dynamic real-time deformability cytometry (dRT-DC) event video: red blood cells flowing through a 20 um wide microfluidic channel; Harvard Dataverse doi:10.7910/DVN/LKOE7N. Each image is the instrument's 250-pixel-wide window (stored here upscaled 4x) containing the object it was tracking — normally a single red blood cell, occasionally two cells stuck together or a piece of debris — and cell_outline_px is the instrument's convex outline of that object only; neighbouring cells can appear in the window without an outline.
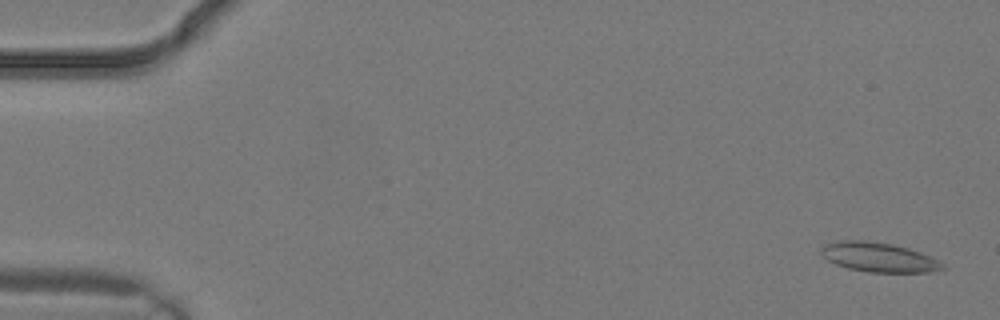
{"species": "common noctule bat (a hibernating species)", "species_latin": "Nyctalus noctula", "temperature_condition": "warm", "stored_images_in_passage": 3, "camera_frame_rate_fps": 3000, "um_per_image_px": 0.085, "animal": {"sex": "male", "body_mass_g": 19.2, "forearm_length_mm": 51.8}, "frame": {"image": 1, "passage_image": 1, "time_ms": 0.0, "image_size_px": [1000, 320], "cell_outline_px": [[948, 268], [928, 272], [868, 272], [848, 268], [836, 264], [828, 260], [820, 252], [820, 248], [824, 244], [836, 240], [864, 240], [892, 244], [908, 248], [920, 252], [940, 260]], "centroid_in_image_um": [74.7, 21.86], "position_along_channel_um": 10.3, "area_um2": 20.98}}
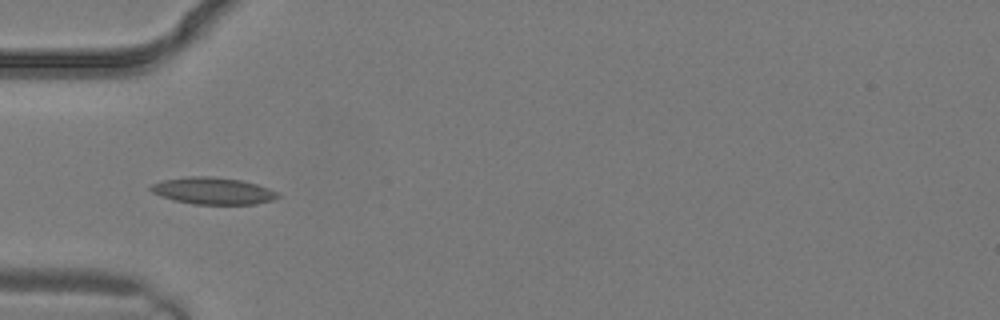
{"frame": {"image": 2, "passage_image": 3, "time_ms": 0.667, "image_size_px": [1000, 320], "cell_outline_px": [[280, 196], [272, 200], [256, 204], [192, 204], [160, 196], [152, 192], [148, 188], [152, 184], [160, 180], [188, 176], [208, 176], [240, 180], [256, 184], [280, 192]], "centroid_in_image_um": [18.09, 16.22], "position_along_channel_um": 66.9, "area_um2": 19.94}}